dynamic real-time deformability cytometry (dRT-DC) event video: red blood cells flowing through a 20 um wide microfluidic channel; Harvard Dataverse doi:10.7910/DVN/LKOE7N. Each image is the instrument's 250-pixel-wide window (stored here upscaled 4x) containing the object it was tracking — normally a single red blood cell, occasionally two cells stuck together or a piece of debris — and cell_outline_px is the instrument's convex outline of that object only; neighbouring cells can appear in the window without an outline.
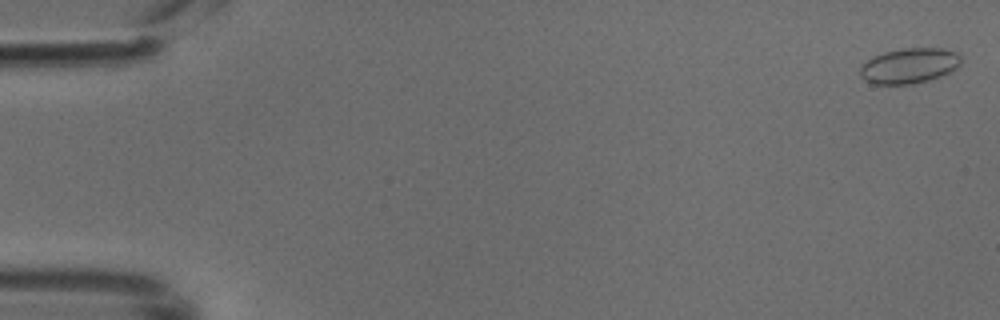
{"species": "common noctule bat (a hibernating species)", "species_latin": "Nyctalus noctula", "temperature_condition": "cold", "stored_images_in_passage": 49, "camera_frame_rate_fps": 3000, "um_per_image_px": 0.085, "animal": {"sex": "male", "body_mass_g": 18.8}, "frame": {"image": 1, "passage_image": 1, "time_ms": 0.0, "image_size_px": [1000, 320], "cell_outline_px": [[960, 64], [956, 68], [940, 76], [928, 80], [912, 84], [872, 84], [864, 80], [860, 76], [860, 64], [884, 52], [904, 48], [940, 48], [956, 52], [960, 56]], "centroid_in_image_um": [77.25, 5.59], "position_along_channel_um": 7.7, "area_um2": 20.63}}
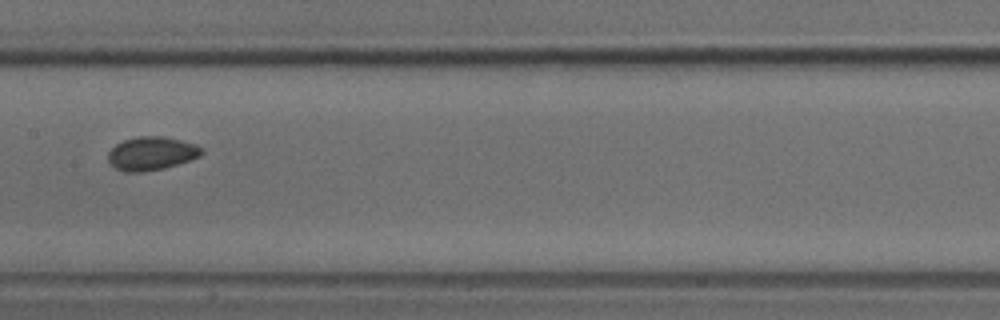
{"frame": {"image": 2, "passage_image": 25, "time_ms": 8.0, "image_size_px": [1000, 320], "cell_outline_px": [[204, 152], [200, 156], [164, 168], [140, 172], [124, 172], [116, 168], [108, 160], [108, 152], [116, 144], [124, 140], [140, 136], [164, 136], [196, 144], [204, 148]], "centroid_in_image_um": [12.89, 13.03], "position_along_channel_um": 194.5, "area_um2": 18.15}}
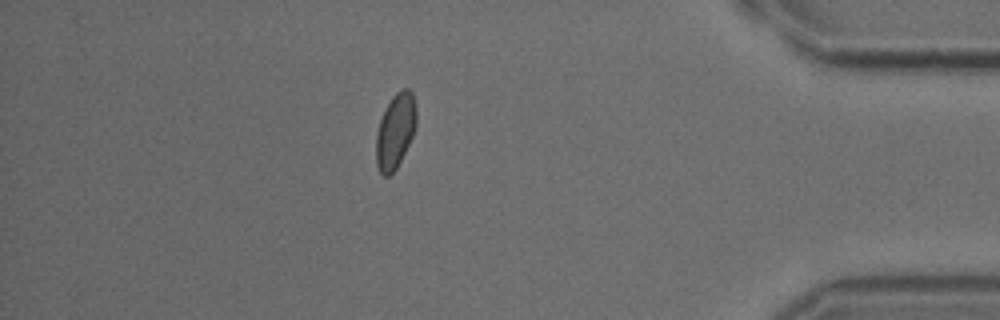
{"frame": {"image": 3, "passage_image": 43, "time_ms": 14.0, "image_size_px": [1000, 320], "cell_outline_px": [[416, 128], [396, 168], [388, 176], [384, 176], [380, 172], [376, 164], [376, 132], [380, 120], [392, 96], [396, 92], [404, 88], [408, 88], [412, 92], [416, 108]], "centroid_in_image_um": [33.6, 11.11], "position_along_channel_um": 401.6, "area_um2": 17.34}}